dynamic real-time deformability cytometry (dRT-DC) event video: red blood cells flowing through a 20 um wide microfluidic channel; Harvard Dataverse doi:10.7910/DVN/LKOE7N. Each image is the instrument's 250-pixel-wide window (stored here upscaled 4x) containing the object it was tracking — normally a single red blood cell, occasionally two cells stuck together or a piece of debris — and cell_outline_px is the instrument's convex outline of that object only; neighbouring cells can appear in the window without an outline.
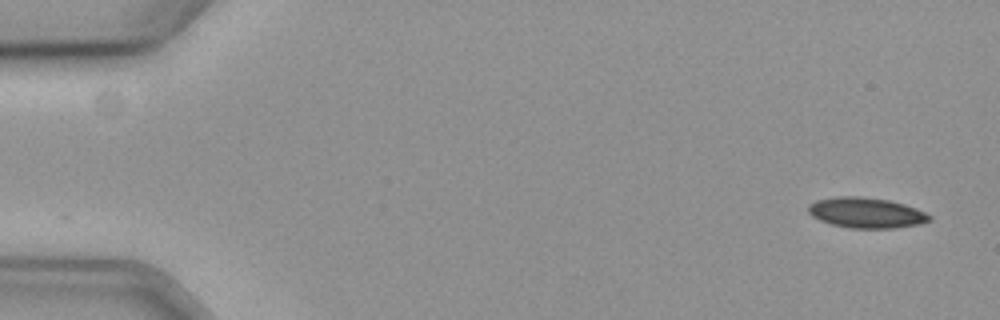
{"species": "common noctule bat (a hibernating species)", "species_latin": "Nyctalus noctula", "temperature_condition": "cold", "stored_images_in_passage": 56, "camera_frame_rate_fps": 3000, "um_per_image_px": 0.085, "animal": {"sex": "female", "body_mass_g": 19.3, "forearm_length_mm": 54.1}, "frame": {"image": 1, "passage_image": 1, "time_ms": 0.0, "image_size_px": [1000, 320], "cell_outline_px": [[932, 220], [920, 224], [896, 228], [848, 228], [832, 224], [820, 220], [812, 216], [808, 212], [808, 204], [816, 200], [836, 196], [860, 196], [888, 200], [904, 204], [916, 208], [932, 216]], "centroid_in_image_um": [73.63, 18.08], "position_along_channel_um": 11.4, "area_um2": 21.62}}
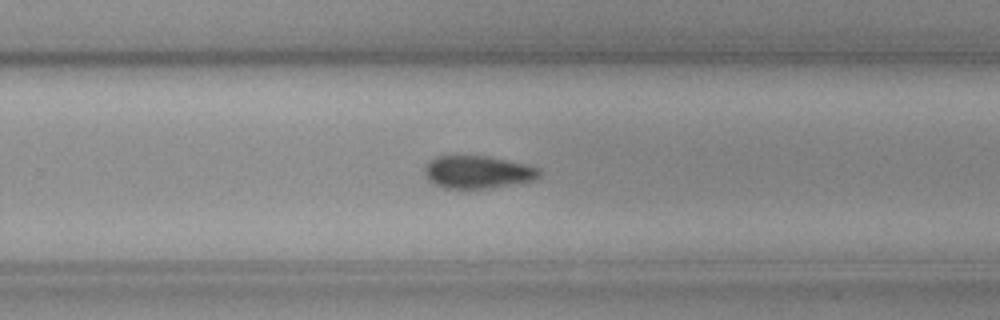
{"frame": {"image": 2, "passage_image": 36, "time_ms": 11.667, "image_size_px": [1000, 320], "cell_outline_px": [[540, 176], [536, 180], [488, 188], [440, 188], [432, 184], [424, 176], [424, 164], [428, 160], [436, 156], [456, 152], [488, 156], [528, 164], [540, 168]], "centroid_in_image_um": [40.52, 14.57], "position_along_channel_um": 289.3, "area_um2": 23.0}}
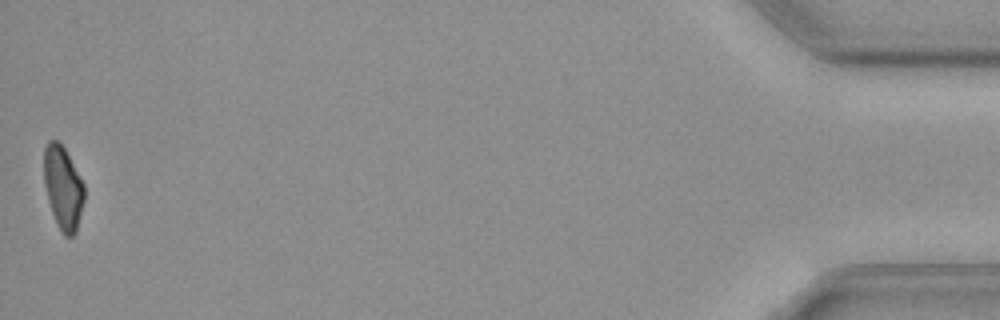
{"frame": {"image": 3, "passage_image": 56, "time_ms": 18.333, "image_size_px": [1000, 320], "cell_outline_px": [[84, 200], [76, 232], [72, 236], [64, 236], [60, 232], [56, 224], [48, 200], [44, 184], [44, 148], [48, 140], [56, 140], [64, 148], [84, 184]], "centroid_in_image_um": [5.35, 15.99], "position_along_channel_um": 429.9, "area_um2": 19.48}}